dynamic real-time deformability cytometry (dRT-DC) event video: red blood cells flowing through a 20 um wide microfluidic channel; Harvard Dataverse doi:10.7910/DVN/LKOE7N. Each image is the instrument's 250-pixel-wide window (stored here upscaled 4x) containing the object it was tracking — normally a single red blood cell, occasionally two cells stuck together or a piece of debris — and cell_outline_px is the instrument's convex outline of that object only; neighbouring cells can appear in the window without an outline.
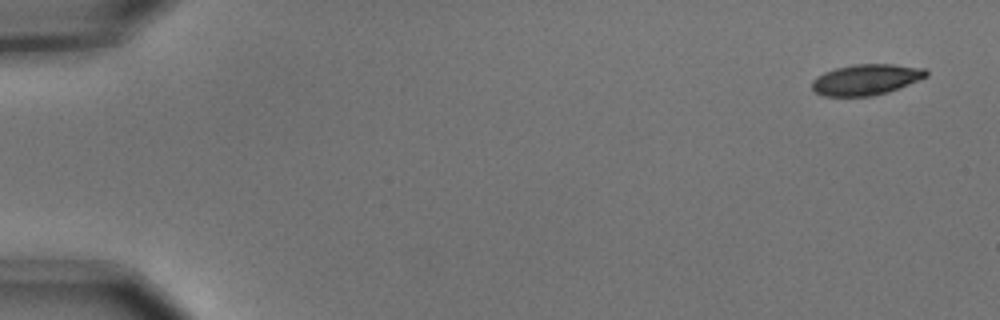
{"species": "common noctule bat (a hibernating species)", "species_latin": "Nyctalus noctula", "temperature_condition": "cold", "stored_images_in_passage": 7, "camera_frame_rate_fps": 3000, "um_per_image_px": 0.085, "animal": {"sex": "male", "body_mass_g": 15.6}, "frame": {"image": 1, "passage_image": 1, "time_ms": 0.0, "image_size_px": [1000, 320], "cell_outline_px": [[928, 76], [888, 92], [872, 96], [824, 96], [816, 92], [812, 88], [812, 80], [816, 76], [824, 72], [836, 68], [856, 64], [892, 64], [924, 68], [928, 72]], "centroid_in_image_um": [73.6, 6.76], "position_along_channel_um": 11.4, "area_um2": 20.4}}
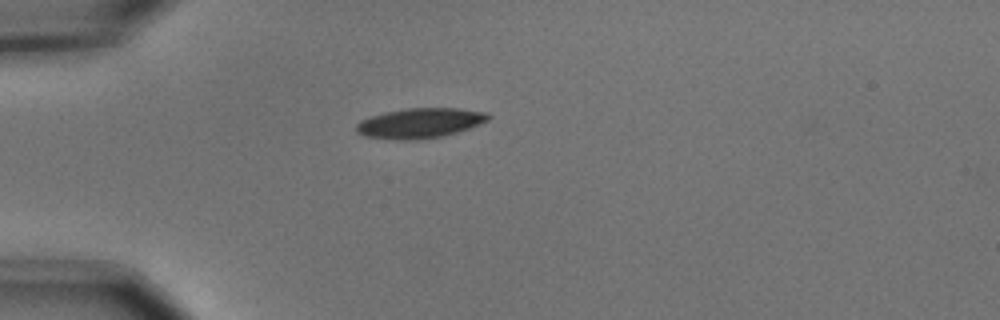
{"frame": {"image": 2, "passage_image": 4, "time_ms": 1.0, "image_size_px": [1000, 320], "cell_outline_px": [[492, 116], [488, 120], [468, 128], [456, 132], [440, 136], [416, 140], [400, 140], [364, 136], [356, 132], [356, 124], [360, 120], [384, 112], [404, 108], [460, 108], [488, 112]], "centroid_in_image_um": [35.68, 10.45], "position_along_channel_um": 49.3, "area_um2": 23.06}}
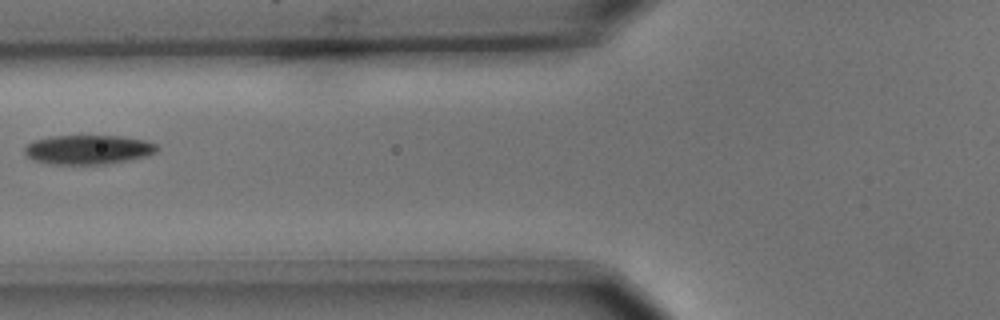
{"frame": {"image": 3, "passage_image": 6, "time_ms": 1.667, "image_size_px": [1000, 320], "cell_outline_px": [[160, 148], [156, 152], [148, 156], [128, 160], [104, 164], [52, 164], [32, 160], [24, 152], [24, 148], [32, 140], [52, 136], [124, 136], [144, 140], [156, 144]], "centroid_in_image_um": [7.5, 12.71], "position_along_channel_um": 118.3, "area_um2": 22.72}}